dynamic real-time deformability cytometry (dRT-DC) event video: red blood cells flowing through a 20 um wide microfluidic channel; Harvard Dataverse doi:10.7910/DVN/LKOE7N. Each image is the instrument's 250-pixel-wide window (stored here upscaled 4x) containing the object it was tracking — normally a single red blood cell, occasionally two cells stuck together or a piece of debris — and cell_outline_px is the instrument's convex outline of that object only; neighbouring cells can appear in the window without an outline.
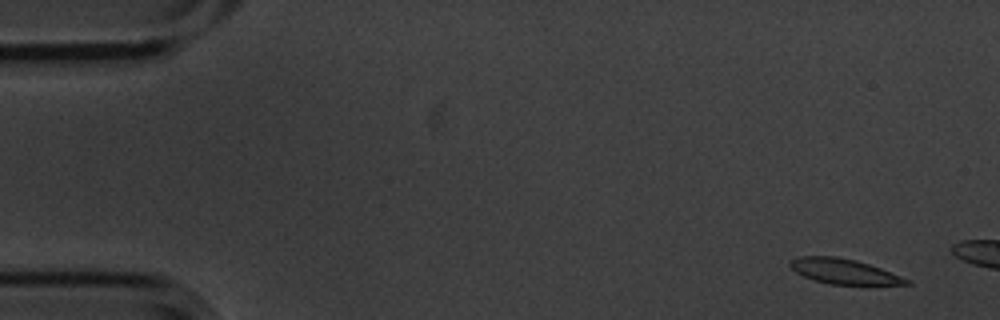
{"species": "common noctule bat (a hibernating species)", "species_latin": "Nyctalus noctula", "temperature_condition": "cold", "stored_images_in_passage": 3, "camera_frame_rate_fps": 3000, "um_per_image_px": 0.085, "animal": {"sex": "male", "body_mass_g": 20.1, "forearm_length_mm": 53.5}, "frame": {"image": 1, "passage_image": 1, "time_ms": 0.0, "image_size_px": [1000, 320], "cell_outline_px": [[912, 284], [832, 284], [816, 280], [804, 276], [796, 272], [788, 264], [792, 260], [800, 256], [836, 256], [856, 260], [880, 268], [900, 276], [908, 280]], "centroid_in_image_um": [71.69, 23.05], "position_along_channel_um": 13.3, "area_um2": 16.53}}